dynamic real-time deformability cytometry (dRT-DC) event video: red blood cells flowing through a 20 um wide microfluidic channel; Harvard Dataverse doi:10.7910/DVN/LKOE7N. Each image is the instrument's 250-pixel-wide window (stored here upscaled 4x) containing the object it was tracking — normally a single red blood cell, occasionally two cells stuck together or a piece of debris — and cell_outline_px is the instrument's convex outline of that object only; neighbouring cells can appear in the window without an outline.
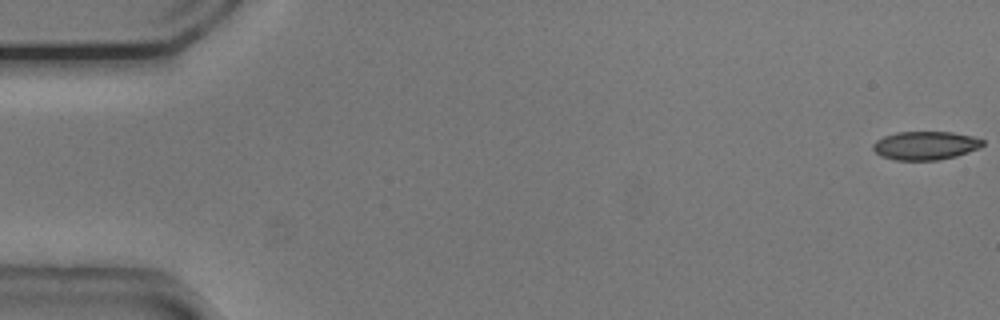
{"species": "common noctule bat (a hibernating species)", "species_latin": "Nyctalus noctula", "temperature_condition": "cold", "stored_images_in_passage": 54, "camera_frame_rate_fps": 3000, "um_per_image_px": 0.085, "animal": {"sex": "male", "body_mass_g": 20.5, "forearm_length_mm": 52.5}, "frame": {"image": 1, "passage_image": 1, "time_ms": 0.0, "image_size_px": [1000, 320], "cell_outline_px": [[984, 144], [980, 148], [956, 156], [940, 160], [896, 160], [880, 156], [872, 148], [872, 144], [876, 140], [884, 136], [896, 132], [952, 132], [972, 136], [984, 140]], "centroid_in_image_um": [78.65, 12.37], "position_along_channel_um": 6.3, "area_um2": 18.32}}
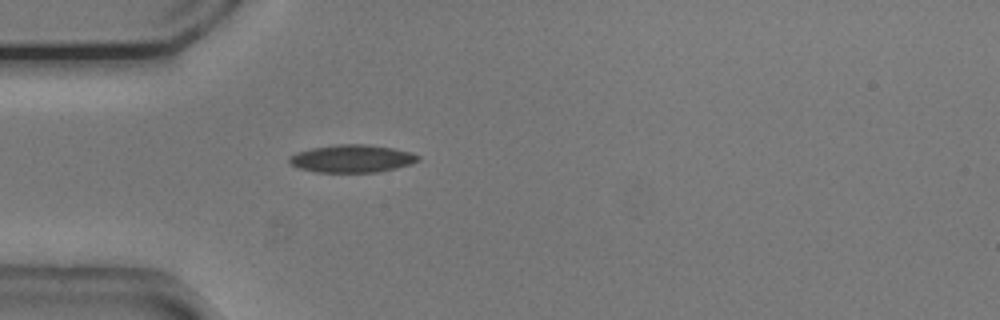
{"frame": {"image": 2, "passage_image": 16, "time_ms": 5.0, "image_size_px": [1000, 320], "cell_outline_px": [[420, 160], [412, 164], [396, 168], [376, 172], [316, 172], [300, 168], [292, 164], [288, 160], [288, 156], [296, 152], [312, 148], [336, 144], [364, 144], [392, 148], [408, 152], [420, 156]], "centroid_in_image_um": [29.91, 13.48], "position_along_channel_um": 55.1, "area_um2": 20.69}}
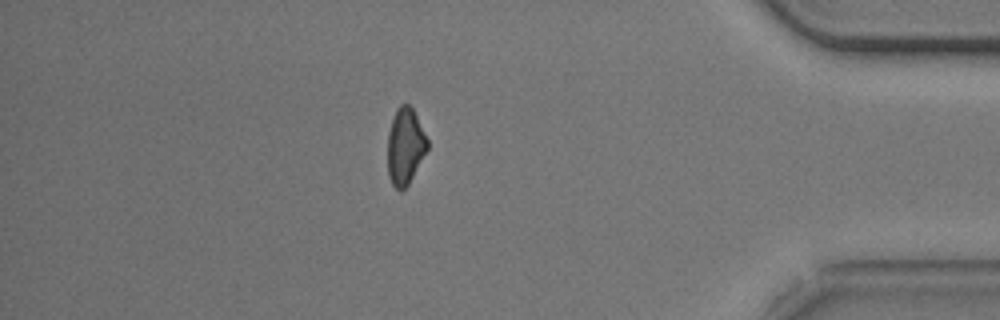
{"frame": {"image": 3, "passage_image": 47, "time_ms": 15.333, "image_size_px": [1000, 320], "cell_outline_px": [[428, 148], [408, 184], [400, 192], [392, 184], [388, 176], [388, 132], [396, 108], [400, 104], [408, 104], [412, 108], [428, 140]], "centroid_in_image_um": [34.42, 12.43], "position_along_channel_um": 400.8, "area_um2": 17.51}, "authors_computed_cell_mechanics": {"area_um2": 19.2474, "velocity_mm_per_s": 3.757, "shape_relaxation_time_tau1_ms": 6.298, "shape_relaxation_time_tau2_ms": null, "deformation_change_tau1": 0.151, "deformation_change_tau2": null}}